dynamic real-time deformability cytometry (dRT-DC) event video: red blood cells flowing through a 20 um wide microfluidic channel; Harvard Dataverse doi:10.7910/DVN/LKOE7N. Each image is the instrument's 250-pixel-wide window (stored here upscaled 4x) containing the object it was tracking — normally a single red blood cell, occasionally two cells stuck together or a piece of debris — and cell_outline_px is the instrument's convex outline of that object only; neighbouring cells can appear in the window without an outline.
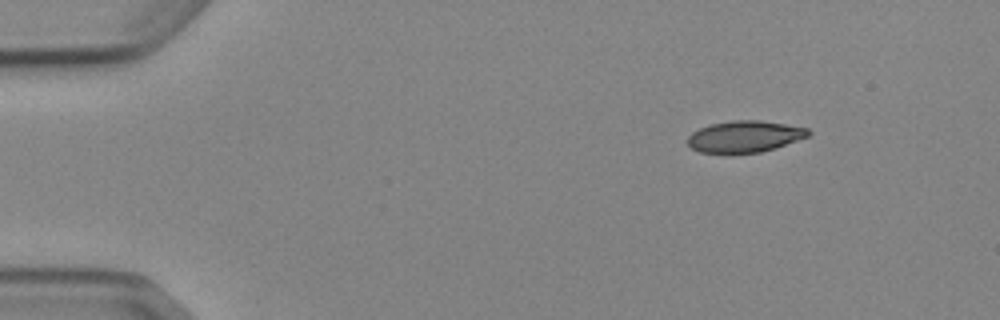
{"species": "Egyptian fruit bat (a non-hibernating species)", "species_latin": "Rousettus aegyptiacus", "temperature_condition": "cold", "stored_images_in_passage": 5, "camera_frame_rate_fps": 3000, "um_per_image_px": 0.085, "animal": {"sex": "female"}, "frame": {"image": 1, "passage_image": 1, "time_ms": 0.0, "image_size_px": [1000, 320], "cell_outline_px": [[812, 132], [808, 136], [776, 148], [760, 152], [700, 152], [692, 148], [684, 140], [692, 132], [700, 128], [712, 124], [732, 120], [760, 120], [808, 128]], "centroid_in_image_um": [63.29, 11.59], "position_along_channel_um": 21.7, "area_um2": 21.96}}
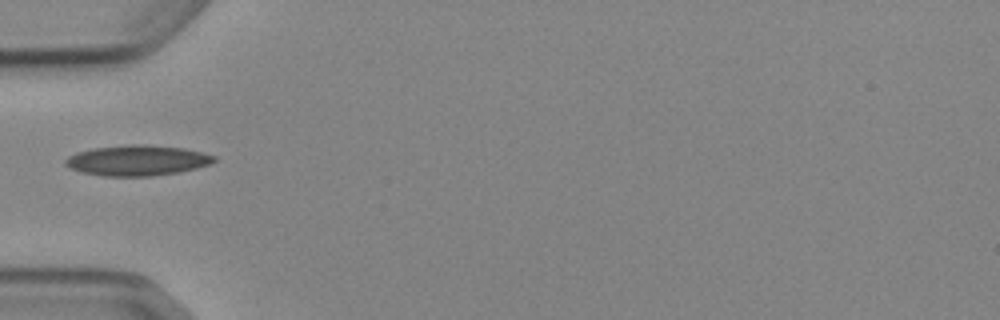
{"frame": {"image": 2, "passage_image": 4, "time_ms": 3.667, "image_size_px": [1000, 320], "cell_outline_px": [[216, 160], [208, 164], [196, 168], [180, 172], [152, 176], [104, 176], [80, 172], [68, 168], [64, 164], [64, 160], [68, 156], [76, 152], [92, 148], [128, 144], [144, 144], [184, 148], [216, 156]], "centroid_in_image_um": [11.61, 13.63], "position_along_channel_um": 73.4, "area_um2": 26.59}}
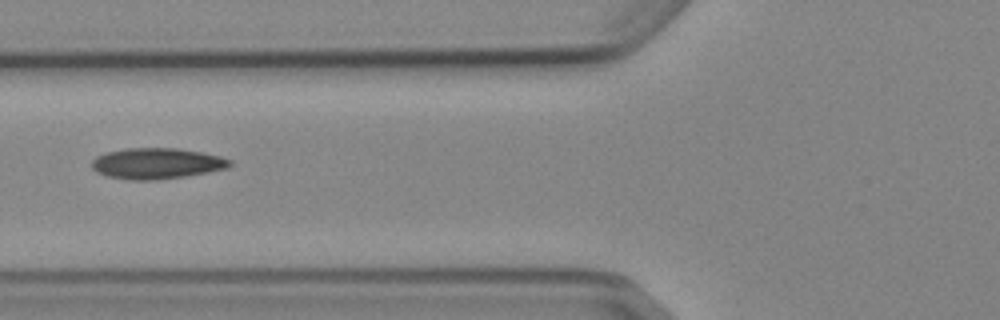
{"frame": {"image": 3, "passage_image": 5, "time_ms": 4.667, "image_size_px": [1000, 320], "cell_outline_px": [[232, 164], [224, 168], [184, 176], [156, 180], [128, 180], [108, 176], [96, 172], [92, 168], [92, 160], [96, 156], [108, 152], [128, 148], [176, 148], [200, 152], [220, 156], [232, 160]], "centroid_in_image_um": [13.28, 13.89], "position_along_channel_um": 112.5, "area_um2": 24.57}}